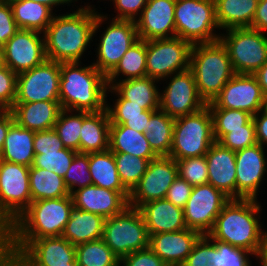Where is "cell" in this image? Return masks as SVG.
Here are the masks:
<instances>
[{
    "label": "cell",
    "mask_w": 267,
    "mask_h": 266,
    "mask_svg": "<svg viewBox=\"0 0 267 266\" xmlns=\"http://www.w3.org/2000/svg\"><path fill=\"white\" fill-rule=\"evenodd\" d=\"M96 15V11L80 6L55 14L43 33L47 60L58 63L89 61L87 56L93 54L90 49L93 48Z\"/></svg>",
    "instance_id": "1"
},
{
    "label": "cell",
    "mask_w": 267,
    "mask_h": 266,
    "mask_svg": "<svg viewBox=\"0 0 267 266\" xmlns=\"http://www.w3.org/2000/svg\"><path fill=\"white\" fill-rule=\"evenodd\" d=\"M263 207L258 199H230L208 234L213 239L259 256L265 239Z\"/></svg>",
    "instance_id": "2"
},
{
    "label": "cell",
    "mask_w": 267,
    "mask_h": 266,
    "mask_svg": "<svg viewBox=\"0 0 267 266\" xmlns=\"http://www.w3.org/2000/svg\"><path fill=\"white\" fill-rule=\"evenodd\" d=\"M60 74L59 101L62 109L86 112L106 109V76L91 61L61 63Z\"/></svg>",
    "instance_id": "3"
},
{
    "label": "cell",
    "mask_w": 267,
    "mask_h": 266,
    "mask_svg": "<svg viewBox=\"0 0 267 266\" xmlns=\"http://www.w3.org/2000/svg\"><path fill=\"white\" fill-rule=\"evenodd\" d=\"M73 207L71 195L31 202L9 226L12 241L62 236Z\"/></svg>",
    "instance_id": "4"
},
{
    "label": "cell",
    "mask_w": 267,
    "mask_h": 266,
    "mask_svg": "<svg viewBox=\"0 0 267 266\" xmlns=\"http://www.w3.org/2000/svg\"><path fill=\"white\" fill-rule=\"evenodd\" d=\"M190 70L194 74L198 94L206 104L212 102L235 75L228 50L220 39L192 45Z\"/></svg>",
    "instance_id": "5"
},
{
    "label": "cell",
    "mask_w": 267,
    "mask_h": 266,
    "mask_svg": "<svg viewBox=\"0 0 267 266\" xmlns=\"http://www.w3.org/2000/svg\"><path fill=\"white\" fill-rule=\"evenodd\" d=\"M93 38L95 48H92V55L95 57L91 63L104 76L116 67L126 51L139 39L135 21L112 19L102 12H97Z\"/></svg>",
    "instance_id": "6"
},
{
    "label": "cell",
    "mask_w": 267,
    "mask_h": 266,
    "mask_svg": "<svg viewBox=\"0 0 267 266\" xmlns=\"http://www.w3.org/2000/svg\"><path fill=\"white\" fill-rule=\"evenodd\" d=\"M176 36L193 44L220 39L214 0H176Z\"/></svg>",
    "instance_id": "7"
},
{
    "label": "cell",
    "mask_w": 267,
    "mask_h": 266,
    "mask_svg": "<svg viewBox=\"0 0 267 266\" xmlns=\"http://www.w3.org/2000/svg\"><path fill=\"white\" fill-rule=\"evenodd\" d=\"M215 142L213 118L208 106L175 118L170 157L174 160L204 156Z\"/></svg>",
    "instance_id": "8"
},
{
    "label": "cell",
    "mask_w": 267,
    "mask_h": 266,
    "mask_svg": "<svg viewBox=\"0 0 267 266\" xmlns=\"http://www.w3.org/2000/svg\"><path fill=\"white\" fill-rule=\"evenodd\" d=\"M235 74L253 75L267 62V33L250 27L230 28L220 34Z\"/></svg>",
    "instance_id": "9"
},
{
    "label": "cell",
    "mask_w": 267,
    "mask_h": 266,
    "mask_svg": "<svg viewBox=\"0 0 267 266\" xmlns=\"http://www.w3.org/2000/svg\"><path fill=\"white\" fill-rule=\"evenodd\" d=\"M102 239L120 260L149 247V235L140 210L128 206L122 213L106 218Z\"/></svg>",
    "instance_id": "10"
},
{
    "label": "cell",
    "mask_w": 267,
    "mask_h": 266,
    "mask_svg": "<svg viewBox=\"0 0 267 266\" xmlns=\"http://www.w3.org/2000/svg\"><path fill=\"white\" fill-rule=\"evenodd\" d=\"M29 169L0 160V225L9 227L32 202Z\"/></svg>",
    "instance_id": "11"
},
{
    "label": "cell",
    "mask_w": 267,
    "mask_h": 266,
    "mask_svg": "<svg viewBox=\"0 0 267 266\" xmlns=\"http://www.w3.org/2000/svg\"><path fill=\"white\" fill-rule=\"evenodd\" d=\"M192 44L180 37L146 41V76L163 80L190 69Z\"/></svg>",
    "instance_id": "12"
},
{
    "label": "cell",
    "mask_w": 267,
    "mask_h": 266,
    "mask_svg": "<svg viewBox=\"0 0 267 266\" xmlns=\"http://www.w3.org/2000/svg\"><path fill=\"white\" fill-rule=\"evenodd\" d=\"M162 84L159 109L170 117L191 115L207 106L198 94L195 77L190 69L172 74L161 80Z\"/></svg>",
    "instance_id": "13"
},
{
    "label": "cell",
    "mask_w": 267,
    "mask_h": 266,
    "mask_svg": "<svg viewBox=\"0 0 267 266\" xmlns=\"http://www.w3.org/2000/svg\"><path fill=\"white\" fill-rule=\"evenodd\" d=\"M235 157L236 199L259 200V193L265 192L263 187L267 186V148L256 143L235 151Z\"/></svg>",
    "instance_id": "14"
},
{
    "label": "cell",
    "mask_w": 267,
    "mask_h": 266,
    "mask_svg": "<svg viewBox=\"0 0 267 266\" xmlns=\"http://www.w3.org/2000/svg\"><path fill=\"white\" fill-rule=\"evenodd\" d=\"M230 198L211 184L193 186L191 195L183 208L184 221L189 229L202 235L214 227L216 217Z\"/></svg>",
    "instance_id": "15"
},
{
    "label": "cell",
    "mask_w": 267,
    "mask_h": 266,
    "mask_svg": "<svg viewBox=\"0 0 267 266\" xmlns=\"http://www.w3.org/2000/svg\"><path fill=\"white\" fill-rule=\"evenodd\" d=\"M61 63L46 60L17 76L15 103L59 101Z\"/></svg>",
    "instance_id": "16"
},
{
    "label": "cell",
    "mask_w": 267,
    "mask_h": 266,
    "mask_svg": "<svg viewBox=\"0 0 267 266\" xmlns=\"http://www.w3.org/2000/svg\"><path fill=\"white\" fill-rule=\"evenodd\" d=\"M178 176L177 162L172 157L158 156L151 160L145 174L130 192L129 206L139 209L145 203L164 199Z\"/></svg>",
    "instance_id": "17"
},
{
    "label": "cell",
    "mask_w": 267,
    "mask_h": 266,
    "mask_svg": "<svg viewBox=\"0 0 267 266\" xmlns=\"http://www.w3.org/2000/svg\"><path fill=\"white\" fill-rule=\"evenodd\" d=\"M265 95L254 75L235 74L222 88L209 109H235L252 116L263 110Z\"/></svg>",
    "instance_id": "18"
},
{
    "label": "cell",
    "mask_w": 267,
    "mask_h": 266,
    "mask_svg": "<svg viewBox=\"0 0 267 266\" xmlns=\"http://www.w3.org/2000/svg\"><path fill=\"white\" fill-rule=\"evenodd\" d=\"M12 245L13 251L32 266H69V263H77L75 246L62 236L12 241Z\"/></svg>",
    "instance_id": "19"
},
{
    "label": "cell",
    "mask_w": 267,
    "mask_h": 266,
    "mask_svg": "<svg viewBox=\"0 0 267 266\" xmlns=\"http://www.w3.org/2000/svg\"><path fill=\"white\" fill-rule=\"evenodd\" d=\"M4 62L17 75L47 60L44 34L19 29L3 46Z\"/></svg>",
    "instance_id": "20"
},
{
    "label": "cell",
    "mask_w": 267,
    "mask_h": 266,
    "mask_svg": "<svg viewBox=\"0 0 267 266\" xmlns=\"http://www.w3.org/2000/svg\"><path fill=\"white\" fill-rule=\"evenodd\" d=\"M175 5L176 0H148L135 21L138 38L148 41L176 37Z\"/></svg>",
    "instance_id": "21"
},
{
    "label": "cell",
    "mask_w": 267,
    "mask_h": 266,
    "mask_svg": "<svg viewBox=\"0 0 267 266\" xmlns=\"http://www.w3.org/2000/svg\"><path fill=\"white\" fill-rule=\"evenodd\" d=\"M201 236L200 232L189 228L157 233L149 236V248L167 266H182Z\"/></svg>",
    "instance_id": "22"
},
{
    "label": "cell",
    "mask_w": 267,
    "mask_h": 266,
    "mask_svg": "<svg viewBox=\"0 0 267 266\" xmlns=\"http://www.w3.org/2000/svg\"><path fill=\"white\" fill-rule=\"evenodd\" d=\"M71 196L75 208L105 219L122 213L129 206V200L121 192L94 184L74 191Z\"/></svg>",
    "instance_id": "23"
},
{
    "label": "cell",
    "mask_w": 267,
    "mask_h": 266,
    "mask_svg": "<svg viewBox=\"0 0 267 266\" xmlns=\"http://www.w3.org/2000/svg\"><path fill=\"white\" fill-rule=\"evenodd\" d=\"M208 183L222 191L230 199H236L235 151L214 142L205 154Z\"/></svg>",
    "instance_id": "24"
},
{
    "label": "cell",
    "mask_w": 267,
    "mask_h": 266,
    "mask_svg": "<svg viewBox=\"0 0 267 266\" xmlns=\"http://www.w3.org/2000/svg\"><path fill=\"white\" fill-rule=\"evenodd\" d=\"M139 210L144 218L149 236L187 228L183 209L165 198L145 203Z\"/></svg>",
    "instance_id": "25"
},
{
    "label": "cell",
    "mask_w": 267,
    "mask_h": 266,
    "mask_svg": "<svg viewBox=\"0 0 267 266\" xmlns=\"http://www.w3.org/2000/svg\"><path fill=\"white\" fill-rule=\"evenodd\" d=\"M61 110L60 101L14 103L10 109L19 126L35 132L52 129Z\"/></svg>",
    "instance_id": "26"
},
{
    "label": "cell",
    "mask_w": 267,
    "mask_h": 266,
    "mask_svg": "<svg viewBox=\"0 0 267 266\" xmlns=\"http://www.w3.org/2000/svg\"><path fill=\"white\" fill-rule=\"evenodd\" d=\"M110 118L107 109L100 112L83 111L80 133V153L102 152L109 149Z\"/></svg>",
    "instance_id": "27"
},
{
    "label": "cell",
    "mask_w": 267,
    "mask_h": 266,
    "mask_svg": "<svg viewBox=\"0 0 267 266\" xmlns=\"http://www.w3.org/2000/svg\"><path fill=\"white\" fill-rule=\"evenodd\" d=\"M105 218L73 207L62 237L77 246L103 236Z\"/></svg>",
    "instance_id": "28"
},
{
    "label": "cell",
    "mask_w": 267,
    "mask_h": 266,
    "mask_svg": "<svg viewBox=\"0 0 267 266\" xmlns=\"http://www.w3.org/2000/svg\"><path fill=\"white\" fill-rule=\"evenodd\" d=\"M112 87L130 104L141 105L145 110L151 111L160 108L159 80L145 76L117 82Z\"/></svg>",
    "instance_id": "29"
},
{
    "label": "cell",
    "mask_w": 267,
    "mask_h": 266,
    "mask_svg": "<svg viewBox=\"0 0 267 266\" xmlns=\"http://www.w3.org/2000/svg\"><path fill=\"white\" fill-rule=\"evenodd\" d=\"M34 136L35 131L25 129L14 122L7 132L0 160L31 167L35 156Z\"/></svg>",
    "instance_id": "30"
},
{
    "label": "cell",
    "mask_w": 267,
    "mask_h": 266,
    "mask_svg": "<svg viewBox=\"0 0 267 266\" xmlns=\"http://www.w3.org/2000/svg\"><path fill=\"white\" fill-rule=\"evenodd\" d=\"M216 19L222 31L251 27L258 0H214Z\"/></svg>",
    "instance_id": "31"
},
{
    "label": "cell",
    "mask_w": 267,
    "mask_h": 266,
    "mask_svg": "<svg viewBox=\"0 0 267 266\" xmlns=\"http://www.w3.org/2000/svg\"><path fill=\"white\" fill-rule=\"evenodd\" d=\"M109 149L113 153H128L149 161L158 156L153 152L145 133L122 125H110Z\"/></svg>",
    "instance_id": "32"
},
{
    "label": "cell",
    "mask_w": 267,
    "mask_h": 266,
    "mask_svg": "<svg viewBox=\"0 0 267 266\" xmlns=\"http://www.w3.org/2000/svg\"><path fill=\"white\" fill-rule=\"evenodd\" d=\"M89 171L92 184L105 189L119 191L129 200L130 192L120 181L114 154L110 149L89 153Z\"/></svg>",
    "instance_id": "33"
},
{
    "label": "cell",
    "mask_w": 267,
    "mask_h": 266,
    "mask_svg": "<svg viewBox=\"0 0 267 266\" xmlns=\"http://www.w3.org/2000/svg\"><path fill=\"white\" fill-rule=\"evenodd\" d=\"M14 20L20 29L44 33L56 14L47 5L34 0H9Z\"/></svg>",
    "instance_id": "34"
},
{
    "label": "cell",
    "mask_w": 267,
    "mask_h": 266,
    "mask_svg": "<svg viewBox=\"0 0 267 266\" xmlns=\"http://www.w3.org/2000/svg\"><path fill=\"white\" fill-rule=\"evenodd\" d=\"M146 76V41L138 39L122 56L116 67L106 76L108 87L127 79Z\"/></svg>",
    "instance_id": "35"
},
{
    "label": "cell",
    "mask_w": 267,
    "mask_h": 266,
    "mask_svg": "<svg viewBox=\"0 0 267 266\" xmlns=\"http://www.w3.org/2000/svg\"><path fill=\"white\" fill-rule=\"evenodd\" d=\"M29 185L32 202L70 195L64 183V178L47 169L31 166L29 169Z\"/></svg>",
    "instance_id": "36"
},
{
    "label": "cell",
    "mask_w": 267,
    "mask_h": 266,
    "mask_svg": "<svg viewBox=\"0 0 267 266\" xmlns=\"http://www.w3.org/2000/svg\"><path fill=\"white\" fill-rule=\"evenodd\" d=\"M175 118L162 110L155 111L151 116L145 136L157 156H169L172 146Z\"/></svg>",
    "instance_id": "37"
},
{
    "label": "cell",
    "mask_w": 267,
    "mask_h": 266,
    "mask_svg": "<svg viewBox=\"0 0 267 266\" xmlns=\"http://www.w3.org/2000/svg\"><path fill=\"white\" fill-rule=\"evenodd\" d=\"M78 266H120V259L103 239L75 246Z\"/></svg>",
    "instance_id": "38"
},
{
    "label": "cell",
    "mask_w": 267,
    "mask_h": 266,
    "mask_svg": "<svg viewBox=\"0 0 267 266\" xmlns=\"http://www.w3.org/2000/svg\"><path fill=\"white\" fill-rule=\"evenodd\" d=\"M106 109L110 125H122L128 118L150 117L155 112L145 110L141 105L130 104V101L124 99L113 87L107 88Z\"/></svg>",
    "instance_id": "39"
},
{
    "label": "cell",
    "mask_w": 267,
    "mask_h": 266,
    "mask_svg": "<svg viewBox=\"0 0 267 266\" xmlns=\"http://www.w3.org/2000/svg\"><path fill=\"white\" fill-rule=\"evenodd\" d=\"M83 111L62 109L53 127L65 148L80 153Z\"/></svg>",
    "instance_id": "40"
},
{
    "label": "cell",
    "mask_w": 267,
    "mask_h": 266,
    "mask_svg": "<svg viewBox=\"0 0 267 266\" xmlns=\"http://www.w3.org/2000/svg\"><path fill=\"white\" fill-rule=\"evenodd\" d=\"M123 186L131 192L145 174L149 160L128 153H113Z\"/></svg>",
    "instance_id": "41"
},
{
    "label": "cell",
    "mask_w": 267,
    "mask_h": 266,
    "mask_svg": "<svg viewBox=\"0 0 267 266\" xmlns=\"http://www.w3.org/2000/svg\"><path fill=\"white\" fill-rule=\"evenodd\" d=\"M213 118V135L219 142L232 130L244 129L253 116L245 111L235 109H210Z\"/></svg>",
    "instance_id": "42"
},
{
    "label": "cell",
    "mask_w": 267,
    "mask_h": 266,
    "mask_svg": "<svg viewBox=\"0 0 267 266\" xmlns=\"http://www.w3.org/2000/svg\"><path fill=\"white\" fill-rule=\"evenodd\" d=\"M78 152L64 148L58 152H43L35 154L32 167L47 169L64 178L75 155Z\"/></svg>",
    "instance_id": "43"
},
{
    "label": "cell",
    "mask_w": 267,
    "mask_h": 266,
    "mask_svg": "<svg viewBox=\"0 0 267 266\" xmlns=\"http://www.w3.org/2000/svg\"><path fill=\"white\" fill-rule=\"evenodd\" d=\"M64 183L70 195L74 191L92 184L89 171V153H77L75 155L64 177Z\"/></svg>",
    "instance_id": "44"
},
{
    "label": "cell",
    "mask_w": 267,
    "mask_h": 266,
    "mask_svg": "<svg viewBox=\"0 0 267 266\" xmlns=\"http://www.w3.org/2000/svg\"><path fill=\"white\" fill-rule=\"evenodd\" d=\"M206 236L215 244L218 250V266H253L254 262L252 261L254 260L258 265V256L253 253L213 239L209 234H206Z\"/></svg>",
    "instance_id": "45"
},
{
    "label": "cell",
    "mask_w": 267,
    "mask_h": 266,
    "mask_svg": "<svg viewBox=\"0 0 267 266\" xmlns=\"http://www.w3.org/2000/svg\"><path fill=\"white\" fill-rule=\"evenodd\" d=\"M178 175L186 180L191 186L208 183V171L206 156L183 158L176 160Z\"/></svg>",
    "instance_id": "46"
},
{
    "label": "cell",
    "mask_w": 267,
    "mask_h": 266,
    "mask_svg": "<svg viewBox=\"0 0 267 266\" xmlns=\"http://www.w3.org/2000/svg\"><path fill=\"white\" fill-rule=\"evenodd\" d=\"M182 266H218L215 244L206 235H202Z\"/></svg>",
    "instance_id": "47"
},
{
    "label": "cell",
    "mask_w": 267,
    "mask_h": 266,
    "mask_svg": "<svg viewBox=\"0 0 267 266\" xmlns=\"http://www.w3.org/2000/svg\"><path fill=\"white\" fill-rule=\"evenodd\" d=\"M147 2L148 0H112L107 5L108 7L104 8L106 10L110 6V9L113 8L112 10H114L111 12L115 14H109L105 11H102V13L112 19L136 21L140 17Z\"/></svg>",
    "instance_id": "48"
},
{
    "label": "cell",
    "mask_w": 267,
    "mask_h": 266,
    "mask_svg": "<svg viewBox=\"0 0 267 266\" xmlns=\"http://www.w3.org/2000/svg\"><path fill=\"white\" fill-rule=\"evenodd\" d=\"M219 143L232 151H238L256 144V132L253 119L244 126V129H236L227 133Z\"/></svg>",
    "instance_id": "49"
},
{
    "label": "cell",
    "mask_w": 267,
    "mask_h": 266,
    "mask_svg": "<svg viewBox=\"0 0 267 266\" xmlns=\"http://www.w3.org/2000/svg\"><path fill=\"white\" fill-rule=\"evenodd\" d=\"M17 74L6 65L0 68V110H10L17 96Z\"/></svg>",
    "instance_id": "50"
},
{
    "label": "cell",
    "mask_w": 267,
    "mask_h": 266,
    "mask_svg": "<svg viewBox=\"0 0 267 266\" xmlns=\"http://www.w3.org/2000/svg\"><path fill=\"white\" fill-rule=\"evenodd\" d=\"M33 147L35 154L58 152L65 148L53 128L44 131H36L33 139Z\"/></svg>",
    "instance_id": "51"
},
{
    "label": "cell",
    "mask_w": 267,
    "mask_h": 266,
    "mask_svg": "<svg viewBox=\"0 0 267 266\" xmlns=\"http://www.w3.org/2000/svg\"><path fill=\"white\" fill-rule=\"evenodd\" d=\"M20 28L14 20L9 0H0V47H2Z\"/></svg>",
    "instance_id": "52"
},
{
    "label": "cell",
    "mask_w": 267,
    "mask_h": 266,
    "mask_svg": "<svg viewBox=\"0 0 267 266\" xmlns=\"http://www.w3.org/2000/svg\"><path fill=\"white\" fill-rule=\"evenodd\" d=\"M120 266H167L149 247L130 253L120 260Z\"/></svg>",
    "instance_id": "53"
},
{
    "label": "cell",
    "mask_w": 267,
    "mask_h": 266,
    "mask_svg": "<svg viewBox=\"0 0 267 266\" xmlns=\"http://www.w3.org/2000/svg\"><path fill=\"white\" fill-rule=\"evenodd\" d=\"M192 189L193 186L178 176L169 187L165 199L183 209L191 195Z\"/></svg>",
    "instance_id": "54"
},
{
    "label": "cell",
    "mask_w": 267,
    "mask_h": 266,
    "mask_svg": "<svg viewBox=\"0 0 267 266\" xmlns=\"http://www.w3.org/2000/svg\"><path fill=\"white\" fill-rule=\"evenodd\" d=\"M13 252L11 232L8 226L0 225V266H7Z\"/></svg>",
    "instance_id": "55"
},
{
    "label": "cell",
    "mask_w": 267,
    "mask_h": 266,
    "mask_svg": "<svg viewBox=\"0 0 267 266\" xmlns=\"http://www.w3.org/2000/svg\"><path fill=\"white\" fill-rule=\"evenodd\" d=\"M255 124L256 141L262 147L267 148V113L263 110L253 116Z\"/></svg>",
    "instance_id": "56"
},
{
    "label": "cell",
    "mask_w": 267,
    "mask_h": 266,
    "mask_svg": "<svg viewBox=\"0 0 267 266\" xmlns=\"http://www.w3.org/2000/svg\"><path fill=\"white\" fill-rule=\"evenodd\" d=\"M250 28L267 33V0H258L256 13Z\"/></svg>",
    "instance_id": "57"
},
{
    "label": "cell",
    "mask_w": 267,
    "mask_h": 266,
    "mask_svg": "<svg viewBox=\"0 0 267 266\" xmlns=\"http://www.w3.org/2000/svg\"><path fill=\"white\" fill-rule=\"evenodd\" d=\"M34 1H38L44 5H47L50 9H52L56 14L59 13H65L74 10L75 8H77L79 5L78 4V0H34ZM61 6V7H60ZM67 6V8H65ZM63 7V9H61ZM72 7V8H70ZM60 8V10H59ZM70 8V10H66ZM65 9V10H64ZM61 10H64L63 12H61Z\"/></svg>",
    "instance_id": "58"
},
{
    "label": "cell",
    "mask_w": 267,
    "mask_h": 266,
    "mask_svg": "<svg viewBox=\"0 0 267 266\" xmlns=\"http://www.w3.org/2000/svg\"><path fill=\"white\" fill-rule=\"evenodd\" d=\"M15 122L10 110H0V152L10 126Z\"/></svg>",
    "instance_id": "59"
},
{
    "label": "cell",
    "mask_w": 267,
    "mask_h": 266,
    "mask_svg": "<svg viewBox=\"0 0 267 266\" xmlns=\"http://www.w3.org/2000/svg\"><path fill=\"white\" fill-rule=\"evenodd\" d=\"M149 120L150 117L128 118L123 125L135 130L136 132L145 133V130L148 128Z\"/></svg>",
    "instance_id": "60"
},
{
    "label": "cell",
    "mask_w": 267,
    "mask_h": 266,
    "mask_svg": "<svg viewBox=\"0 0 267 266\" xmlns=\"http://www.w3.org/2000/svg\"><path fill=\"white\" fill-rule=\"evenodd\" d=\"M259 83L264 95L267 94V62L253 74Z\"/></svg>",
    "instance_id": "61"
},
{
    "label": "cell",
    "mask_w": 267,
    "mask_h": 266,
    "mask_svg": "<svg viewBox=\"0 0 267 266\" xmlns=\"http://www.w3.org/2000/svg\"><path fill=\"white\" fill-rule=\"evenodd\" d=\"M7 266H32L18 252L13 251L8 259Z\"/></svg>",
    "instance_id": "62"
},
{
    "label": "cell",
    "mask_w": 267,
    "mask_h": 266,
    "mask_svg": "<svg viewBox=\"0 0 267 266\" xmlns=\"http://www.w3.org/2000/svg\"><path fill=\"white\" fill-rule=\"evenodd\" d=\"M81 1V2H80ZM87 1H90V0H86V3H85V1H82V0H78V5L80 6V7H83V8H86V9H89V10H93V11H96V12H102L103 10H102V8L103 7H100V5L98 4V3H100V2H102V3H104V5H105V3H107V4H109V2H111L112 0H97V4H98V6H96L95 4H92V3H94L93 1H95V0H92V1H90V2H87ZM108 1V2H107ZM83 3V4H82ZM81 4V5H80ZM101 9V10H100Z\"/></svg>",
    "instance_id": "63"
},
{
    "label": "cell",
    "mask_w": 267,
    "mask_h": 266,
    "mask_svg": "<svg viewBox=\"0 0 267 266\" xmlns=\"http://www.w3.org/2000/svg\"><path fill=\"white\" fill-rule=\"evenodd\" d=\"M258 266H267V241L264 239L258 256Z\"/></svg>",
    "instance_id": "64"
},
{
    "label": "cell",
    "mask_w": 267,
    "mask_h": 266,
    "mask_svg": "<svg viewBox=\"0 0 267 266\" xmlns=\"http://www.w3.org/2000/svg\"><path fill=\"white\" fill-rule=\"evenodd\" d=\"M5 66L4 53L2 47H0V68Z\"/></svg>",
    "instance_id": "65"
},
{
    "label": "cell",
    "mask_w": 267,
    "mask_h": 266,
    "mask_svg": "<svg viewBox=\"0 0 267 266\" xmlns=\"http://www.w3.org/2000/svg\"><path fill=\"white\" fill-rule=\"evenodd\" d=\"M263 111L267 113V94L265 95V98H264Z\"/></svg>",
    "instance_id": "66"
},
{
    "label": "cell",
    "mask_w": 267,
    "mask_h": 266,
    "mask_svg": "<svg viewBox=\"0 0 267 266\" xmlns=\"http://www.w3.org/2000/svg\"><path fill=\"white\" fill-rule=\"evenodd\" d=\"M267 226L265 227V240L267 241Z\"/></svg>",
    "instance_id": "67"
},
{
    "label": "cell",
    "mask_w": 267,
    "mask_h": 266,
    "mask_svg": "<svg viewBox=\"0 0 267 266\" xmlns=\"http://www.w3.org/2000/svg\"><path fill=\"white\" fill-rule=\"evenodd\" d=\"M69 266H78V263H69Z\"/></svg>",
    "instance_id": "68"
}]
</instances>
